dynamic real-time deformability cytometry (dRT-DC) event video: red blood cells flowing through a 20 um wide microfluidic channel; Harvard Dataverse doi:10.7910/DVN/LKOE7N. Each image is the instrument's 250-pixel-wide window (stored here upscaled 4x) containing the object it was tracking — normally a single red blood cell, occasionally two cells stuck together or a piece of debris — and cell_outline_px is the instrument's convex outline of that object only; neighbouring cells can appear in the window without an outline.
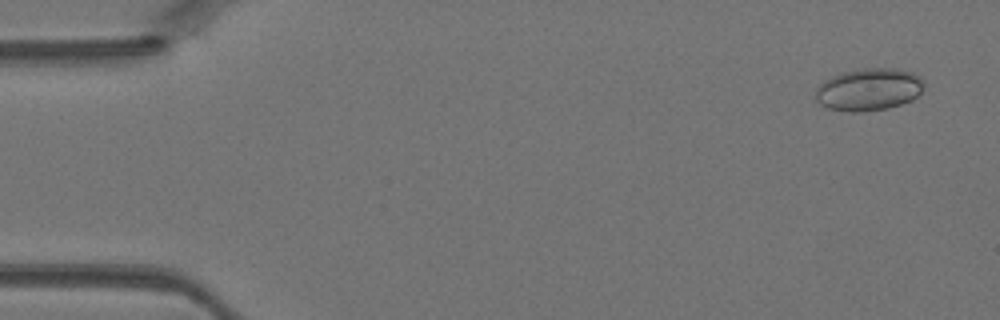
{"species": "Egyptian fruit bat (a non-hibernating species)", "species_latin": "Rousettus aegyptiacus", "temperature_condition": "warm", "stored_images_in_passage": 45, "camera_frame_rate_fps": 3000, "um_per_image_px": 0.085, "animal": {"sex": "female"}, "frame": {"image": 1, "passage_image": 3, "time_ms": 0.667, "image_size_px": [1000, 320], "cell_outline_px": [[924, 88], [912, 100], [888, 108], [864, 112], [848, 112], [828, 108], [820, 104], [816, 100], [816, 88], [824, 80], [832, 76], [844, 72], [864, 68], [900, 68], [912, 72], [920, 76], [924, 80]], "centroid_in_image_um": [73.87, 7.6], "position_along_channel_um": 11.1, "area_um2": 26.99}}
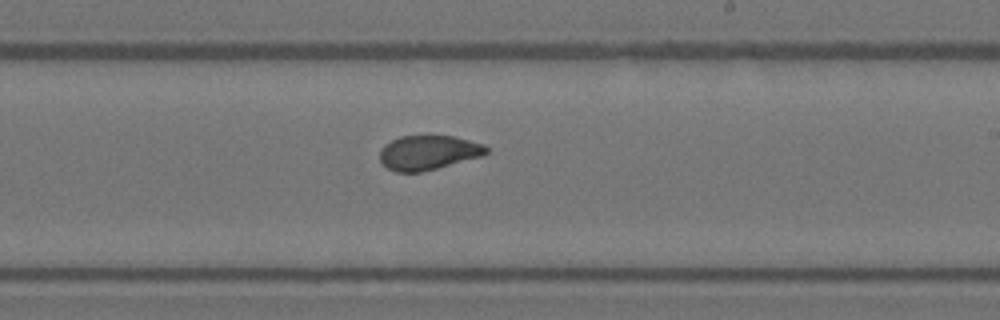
{"frame": {"image": 2, "passage_image": 27, "time_ms": 8.667, "image_size_px": [1000, 320], "cell_outline_px": [[488, 152], [484, 156], [420, 172], [396, 172], [388, 168], [380, 160], [380, 148], [384, 144], [400, 136], [452, 136], [484, 144], [488, 148]], "centroid_in_image_um": [36.41, 12.97], "position_along_channel_um": 252.6, "area_um2": 21.33}}
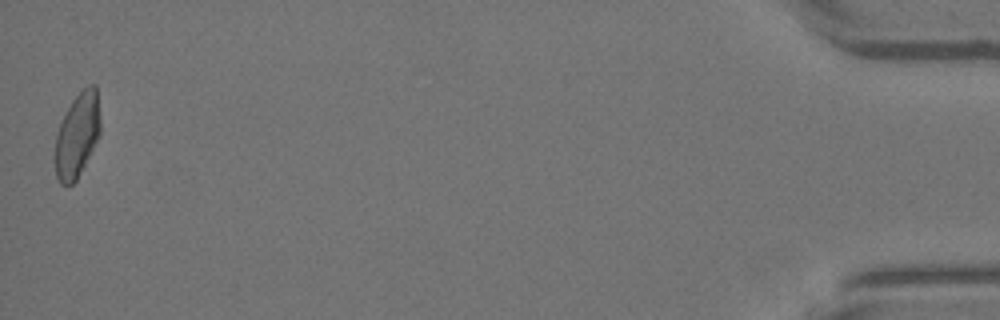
{"frame": {"image": 3, "passage_image": 45, "time_ms": 14.667, "image_size_px": [1000, 320], "cell_outline_px": [[100, 136], [76, 180], [72, 184], [60, 184], [56, 176], [52, 156], [56, 132], [72, 100], [88, 84], [96, 84], [100, 120]], "centroid_in_image_um": [6.53, 11.52], "position_along_channel_um": 428.7, "area_um2": 22.6}}